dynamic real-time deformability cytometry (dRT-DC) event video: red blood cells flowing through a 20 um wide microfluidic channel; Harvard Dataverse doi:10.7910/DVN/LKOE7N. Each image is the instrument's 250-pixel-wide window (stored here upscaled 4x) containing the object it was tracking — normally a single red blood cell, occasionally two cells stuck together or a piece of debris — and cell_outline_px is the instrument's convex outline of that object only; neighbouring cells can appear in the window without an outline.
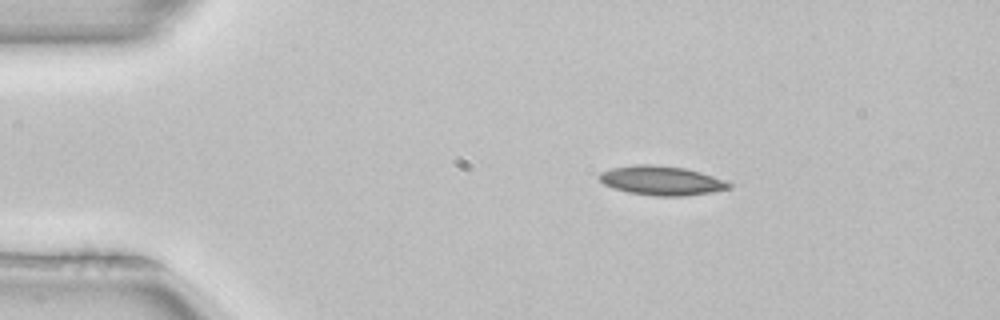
{"species": "common noctule bat (a hibernating species)", "species_latin": "Nyctalus noctula", "temperature_condition": "room temperature", "stored_images_in_passage": 3, "segment_of_instrument_passage": [1, 2], "camera_frame_rate_fps": 3000, "um_per_image_px": 0.085, "animal": {"sex": "female", "body_mass_g": 22.7, "forearm_length_mm": 54.2}, "frame": {"image": 1, "passage_image": 1, "time_ms": 0.0, "image_size_px": [1000, 320], "cell_outline_px": [[728, 188], [712, 192], [684, 196], [656, 196], [628, 192], [612, 188], [604, 184], [596, 176], [600, 172], [612, 168], [636, 164], [656, 164], [684, 168], [700, 172], [712, 176], [728, 184]], "centroid_in_image_um": [56.12, 15.34], "position_along_channel_um": 28.9, "area_um2": 21.85}}